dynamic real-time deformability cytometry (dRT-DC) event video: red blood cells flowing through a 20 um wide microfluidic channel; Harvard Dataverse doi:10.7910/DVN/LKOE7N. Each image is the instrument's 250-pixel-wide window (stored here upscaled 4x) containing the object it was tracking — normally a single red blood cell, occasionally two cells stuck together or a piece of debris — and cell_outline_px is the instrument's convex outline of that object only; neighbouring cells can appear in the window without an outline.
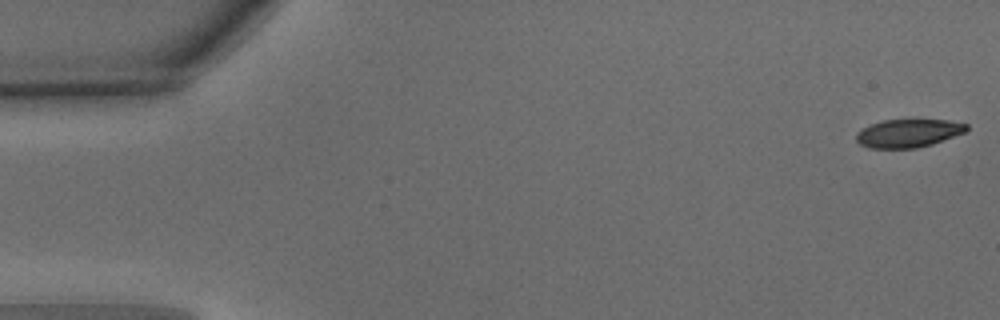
{"species": "common noctule bat (a hibernating species)", "species_latin": "Nyctalus noctula", "temperature_condition": "warm", "stored_images_in_passage": 51, "camera_frame_rate_fps": 3000, "um_per_image_px": 0.085, "animal": {"sex": "male", "body_mass_g": 15.6}, "frame": {"image": 1, "passage_image": 1, "time_ms": 0.0, "image_size_px": [1000, 320], "cell_outline_px": [[968, 128], [964, 132], [932, 144], [916, 148], [868, 148], [860, 144], [856, 140], [856, 132], [872, 124], [884, 120], [948, 120], [968, 124]], "centroid_in_image_um": [77.19, 11.33], "position_along_channel_um": 7.8, "area_um2": 17.92}}
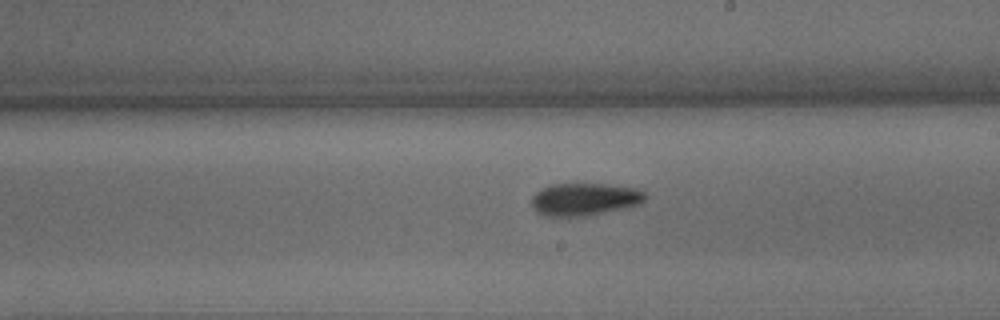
{"frame": {"image": 2, "passage_image": 29, "time_ms": 9.333, "image_size_px": [1000, 320], "cell_outline_px": [[644, 200], [640, 204], [632, 208], [588, 216], [544, 216], [536, 212], [532, 208], [532, 196], [540, 188], [552, 184], [604, 184], [632, 188], [644, 192]], "centroid_in_image_um": [49.67, 16.96], "position_along_channel_um": 239.3, "area_um2": 21.79}}
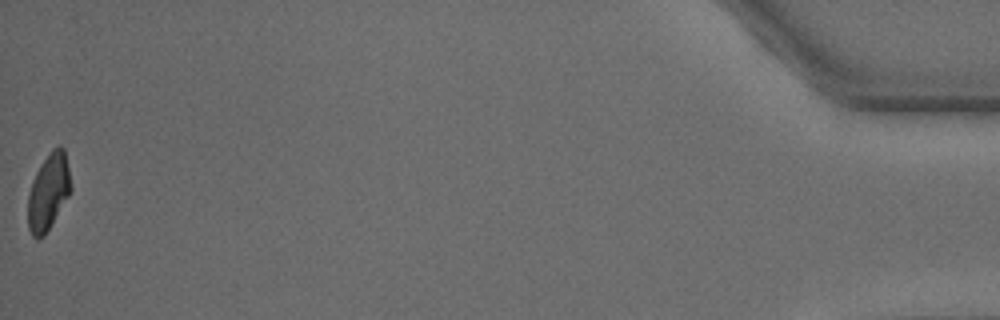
{"frame": {"image": 3, "passage_image": 51, "time_ms": 16.667, "image_size_px": [1000, 320], "cell_outline_px": [[72, 192], [44, 236], [36, 240], [32, 236], [28, 228], [28, 196], [32, 180], [40, 164], [52, 148], [60, 144], [64, 148], [72, 188]], "centroid_in_image_um": [4.12, 16.31], "position_along_channel_um": 431.1, "area_um2": 19.36}, "authors_computed_cell_mechanics": {"area_um2": 20.6346, "velocity_mm_per_s": 3.9594, "shape_relaxation_time_tau1_ms": 3.7997, "shape_relaxation_time_tau2_ms": 7.5894, "deformation_change_tau1": 0.1429, "deformation_change_tau2": 0.1445}}